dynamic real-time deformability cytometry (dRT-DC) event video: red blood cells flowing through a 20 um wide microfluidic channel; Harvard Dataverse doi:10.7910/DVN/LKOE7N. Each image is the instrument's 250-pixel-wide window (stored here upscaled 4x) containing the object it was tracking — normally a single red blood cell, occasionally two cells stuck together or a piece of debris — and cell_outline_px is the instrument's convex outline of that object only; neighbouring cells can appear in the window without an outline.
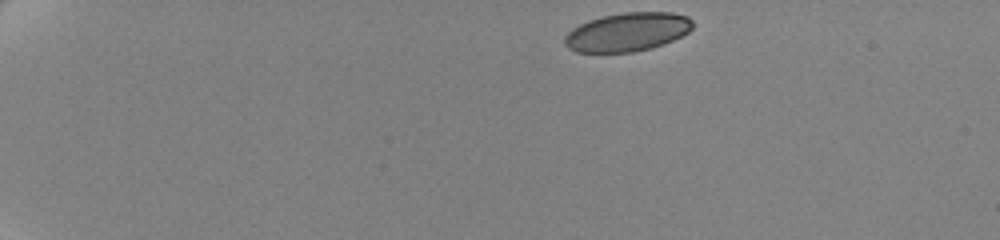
{"species": "human", "species_latin": "Homo sapiens", "temperature_condition": "cold", "stored_images_in_passage": 49, "camera_frame_rate_fps": 3000, "um_per_image_px": 0.085, "donor": {"sex": "female"}, "frame": {"image": 1, "passage_image": 1, "time_ms": 0.0, "image_size_px": [1000, 240], "cell_outline_px": [[692, 28], [688, 32], [664, 44], [652, 48], [632, 52], [576, 52], [568, 48], [564, 44], [564, 36], [572, 28], [588, 20], [604, 16], [624, 12], [672, 12], [688, 16], [692, 20]], "centroid_in_image_um": [53.32, 2.72], "position_along_channel_um": 31.7, "area_um2": 28.9}}
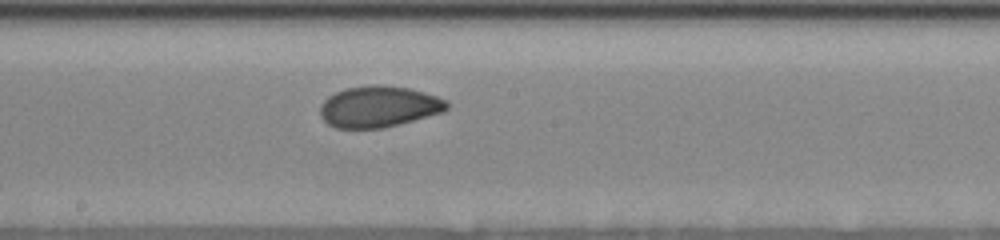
{"frame": {"image": 2, "passage_image": 26, "time_ms": 8.333, "image_size_px": [1000, 240], "cell_outline_px": [[448, 108], [444, 112], [384, 128], [336, 128], [328, 124], [320, 116], [320, 104], [328, 96], [336, 92], [348, 88], [372, 84], [380, 84], [408, 88], [424, 92], [436, 96], [444, 100], [448, 104]], "centroid_in_image_um": [32.18, 9.06], "position_along_channel_um": 216.0, "area_um2": 30.46}}
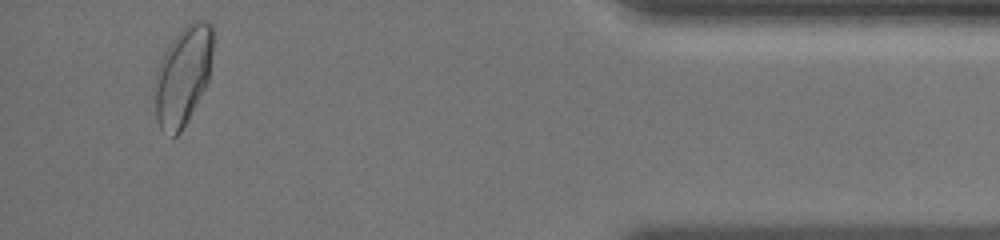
{"frame": {"image": 3, "passage_image": 47, "time_ms": 15.333, "image_size_px": [1000, 240], "cell_outline_px": [[216, 32], [208, 80], [188, 120], [180, 132], [176, 136], [172, 136], [160, 128], [156, 120], [156, 72], [172, 40], [180, 28], [192, 20], [208, 20], [212, 24]], "centroid_in_image_um": [15.61, 6.35], "position_along_channel_um": 419.6, "area_um2": 33.52}, "authors_computed_cell_mechanics": {"area_um2": 30.4606, "velocity_mm_per_s": 3.4892, "shape_relaxation_time_tau1_ms": 5.48, "shape_relaxation_time_tau2_ms": 1.3163, "deformation_change_tau1": 0.135, "deformation_change_tau2": 0.0527}}